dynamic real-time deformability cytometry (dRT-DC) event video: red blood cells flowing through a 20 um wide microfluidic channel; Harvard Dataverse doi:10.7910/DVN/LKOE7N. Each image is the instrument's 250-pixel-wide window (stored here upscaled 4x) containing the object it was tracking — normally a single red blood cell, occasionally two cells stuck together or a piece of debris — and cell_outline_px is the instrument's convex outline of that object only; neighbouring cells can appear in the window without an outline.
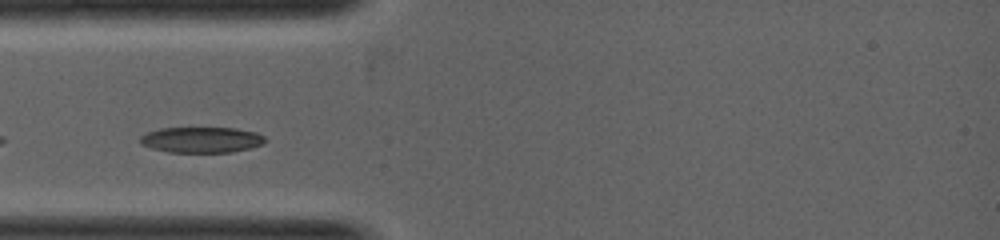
{"species": "common noctule bat (a hibernating species)", "species_latin": "Nyctalus noctula", "temperature_condition": "warm", "stored_images_in_passage": 1, "camera_frame_rate_fps": 5000, "um_per_image_px": 0.085, "animal": {"sex": "female", "body_mass_g": 19.0, "forearm_length_mm": 53.3}, "frame": {"image": 1, "passage_image": 1, "time_ms": 0.0, "image_size_px": [1000, 240], "cell_outline_px": [[268, 140], [264, 144], [232, 152], [168, 152], [152, 148], [140, 144], [140, 136], [148, 132], [160, 128], [236, 128], [256, 132], [264, 136]], "centroid_in_image_um": [17.15, 11.88], "position_along_channel_um": 67.9, "area_um2": 18.79}}